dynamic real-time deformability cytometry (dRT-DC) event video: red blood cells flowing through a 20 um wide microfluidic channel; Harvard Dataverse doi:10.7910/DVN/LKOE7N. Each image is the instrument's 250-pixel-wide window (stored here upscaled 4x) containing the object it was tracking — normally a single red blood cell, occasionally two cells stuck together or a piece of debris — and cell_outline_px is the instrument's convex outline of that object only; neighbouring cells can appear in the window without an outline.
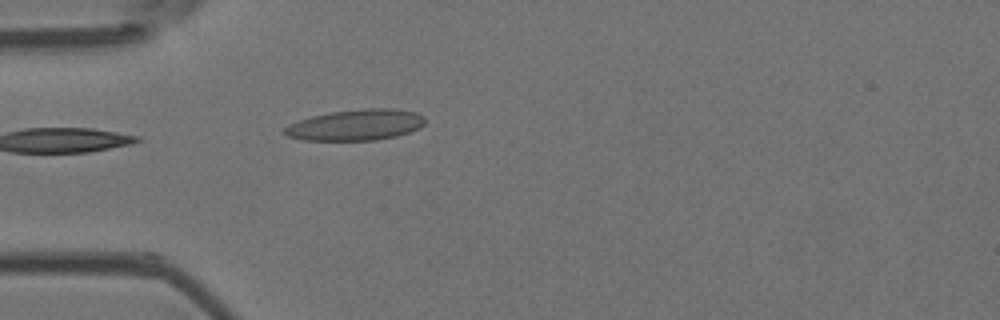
{"species": "Egyptian fruit bat (a non-hibernating species)", "species_latin": "Rousettus aegyptiacus", "temperature_condition": "room temperature", "stored_images_in_passage": 4, "camera_frame_rate_fps": 3000, "um_per_image_px": 0.085, "animal": {"sex": "female"}, "frame": {"image": 1, "passage_image": 4, "time_ms": 1.0, "image_size_px": [1000, 320], "cell_outline_px": [[424, 124], [420, 128], [396, 136], [376, 140], [304, 140], [288, 136], [280, 132], [284, 128], [300, 120], [332, 112], [372, 108], [392, 108], [416, 112], [424, 116]], "centroid_in_image_um": [30.28, 10.63], "position_along_channel_um": 54.7, "area_um2": 25.03}}